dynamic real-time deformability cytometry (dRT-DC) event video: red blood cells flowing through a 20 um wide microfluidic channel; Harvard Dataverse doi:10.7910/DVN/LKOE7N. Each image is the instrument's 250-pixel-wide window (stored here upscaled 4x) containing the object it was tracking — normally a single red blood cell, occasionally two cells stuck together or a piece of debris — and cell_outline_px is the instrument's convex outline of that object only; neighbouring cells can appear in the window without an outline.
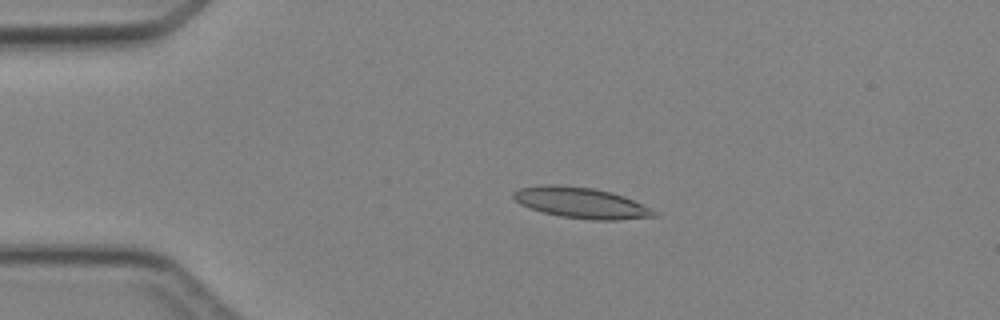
{"species": "Egyptian fruit bat (a non-hibernating species)", "species_latin": "Rousettus aegyptiacus", "temperature_condition": "cold", "stored_images_in_passage": 3, "camera_frame_rate_fps": 3000, "um_per_image_px": 0.085, "animal": {"sex": "female"}, "frame": {"image": 1, "passage_image": 2, "time_ms": 1.0, "image_size_px": [1000, 320], "cell_outline_px": [[656, 216], [616, 220], [592, 220], [560, 216], [544, 212], [520, 204], [512, 196], [512, 192], [520, 188], [544, 184], [560, 184], [592, 188], [612, 192], [624, 196], [652, 208], [656, 212]], "centroid_in_image_um": [49.4, 17.23], "position_along_channel_um": 35.6, "area_um2": 25.2}}